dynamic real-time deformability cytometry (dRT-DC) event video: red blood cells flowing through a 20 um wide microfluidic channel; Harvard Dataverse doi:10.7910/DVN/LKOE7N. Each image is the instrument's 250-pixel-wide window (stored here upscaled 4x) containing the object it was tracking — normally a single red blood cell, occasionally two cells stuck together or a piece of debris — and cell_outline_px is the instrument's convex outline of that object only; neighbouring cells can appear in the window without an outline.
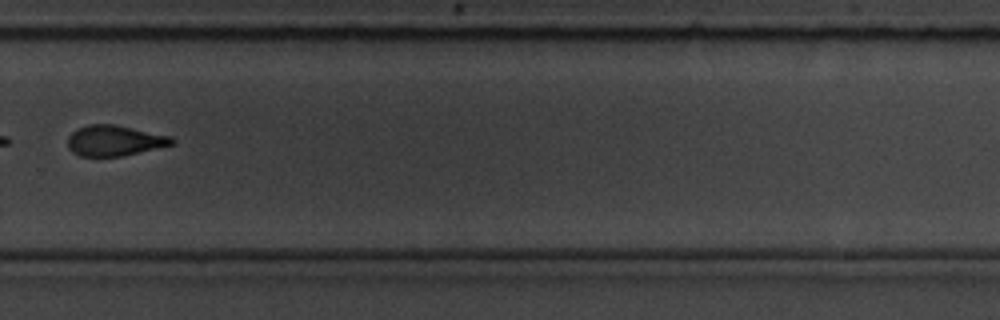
{"species": "common noctule bat (a hibernating species)", "species_latin": "Nyctalus noctula", "temperature_condition": "room temperature", "stored_images_in_passage": 12, "camera_frame_rate_fps": 3000, "um_per_image_px": 0.085, "animal": {"sex": "male", "body_mass_g": 19.5, "forearm_length_mm": 54.6}, "frame": {"image": 1, "passage_image": 9, "time_ms": 9.333, "image_size_px": [1000, 320], "cell_outline_px": [[176, 140], [172, 144], [124, 156], [80, 156], [72, 152], [68, 148], [68, 136], [76, 128], [88, 124], [116, 124], [172, 136]], "centroid_in_image_um": [9.72, 11.94], "position_along_channel_um": 320.1, "area_um2": 18.73}}